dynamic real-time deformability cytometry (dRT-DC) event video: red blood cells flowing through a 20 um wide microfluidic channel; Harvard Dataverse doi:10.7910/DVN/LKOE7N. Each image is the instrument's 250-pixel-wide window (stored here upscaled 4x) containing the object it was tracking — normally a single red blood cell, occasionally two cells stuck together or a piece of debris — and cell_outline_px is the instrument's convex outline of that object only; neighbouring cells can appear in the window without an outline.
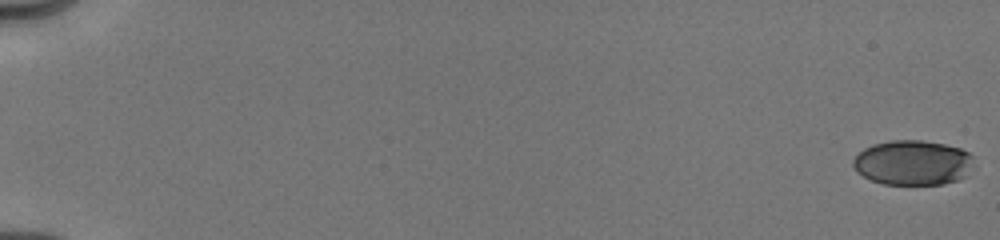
{"species": "human", "species_latin": "Homo sapiens", "temperature_condition": "cold", "stored_images_in_passage": 15, "camera_frame_rate_fps": 3000, "um_per_image_px": 0.085, "donor": {"sex": "male"}, "frame": {"image": 1, "passage_image": 1, "time_ms": 0.0, "image_size_px": [1000, 240], "cell_outline_px": [[972, 156], [964, 176], [960, 180], [944, 184], [884, 184], [872, 180], [856, 172], [852, 164], [852, 160], [864, 148], [872, 144], [892, 140], [920, 140], [944, 144], [960, 148], [968, 152]], "centroid_in_image_um": [77.53, 13.82], "position_along_channel_um": 7.5, "area_um2": 31.27}}
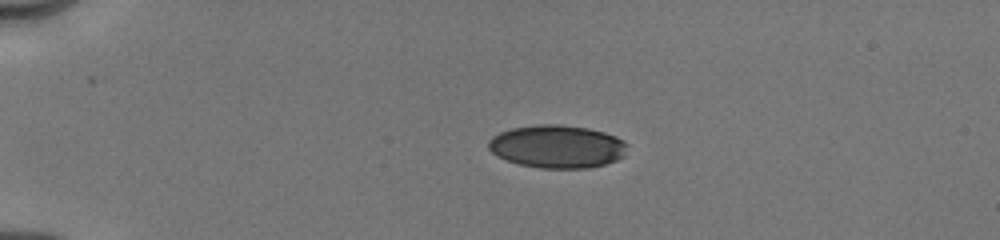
{"frame": {"image": 2, "passage_image": 9, "time_ms": 4.333, "image_size_px": [1000, 240], "cell_outline_px": [[628, 144], [624, 156], [616, 160], [604, 164], [588, 168], [540, 168], [520, 164], [496, 156], [488, 148], [488, 140], [492, 136], [500, 132], [512, 128], [540, 124], [560, 124], [588, 128], [604, 132], [616, 136], [624, 140]], "centroid_in_image_um": [47.37, 12.45], "position_along_channel_um": 37.6, "area_um2": 34.85}}
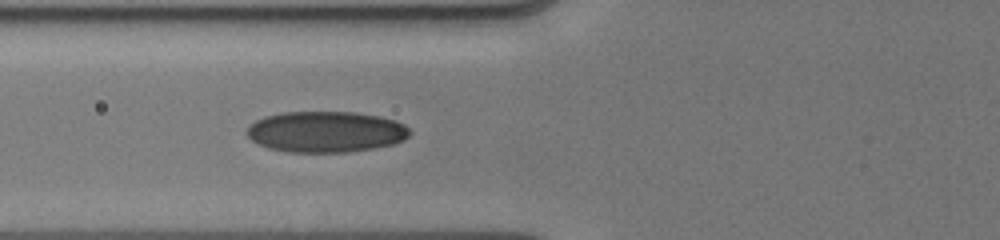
{"frame": {"image": 3, "passage_image": 15, "time_ms": 7.333, "image_size_px": [1000, 240], "cell_outline_px": [[412, 132], [404, 140], [392, 144], [372, 148], [348, 152], [288, 152], [268, 148], [252, 140], [244, 132], [248, 124], [264, 116], [280, 112], [356, 112], [380, 116], [396, 120], [404, 124]], "centroid_in_image_um": [27.67, 11.19], "position_along_channel_um": 98.1, "area_um2": 39.25}}